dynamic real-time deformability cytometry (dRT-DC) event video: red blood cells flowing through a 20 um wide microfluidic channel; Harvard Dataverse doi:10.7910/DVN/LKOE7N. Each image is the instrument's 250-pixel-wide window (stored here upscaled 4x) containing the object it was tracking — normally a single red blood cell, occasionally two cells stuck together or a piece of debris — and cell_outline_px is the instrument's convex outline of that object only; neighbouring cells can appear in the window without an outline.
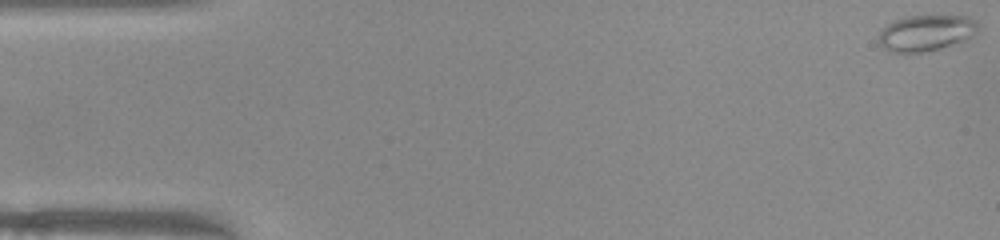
{"species": "common noctule bat (a hibernating species)", "species_latin": "Nyctalus noctula", "temperature_condition": "warm", "stored_images_in_passage": 51, "camera_frame_rate_fps": 3000, "um_per_image_px": 0.085, "animal": {"sex": "female", "body_mass_g": 22.0, "forearm_length_mm": 56.7}, "frame": {"image": 1, "passage_image": 1, "time_ms": 0.0, "image_size_px": [1000, 240], "cell_outline_px": [[980, 28], [972, 36], [964, 40], [940, 48], [924, 52], [888, 52], [880, 44], [880, 32], [888, 24], [896, 20], [908, 16], [968, 16], [976, 20], [980, 24]], "centroid_in_image_um": [78.76, 2.79], "position_along_channel_um": 6.2, "area_um2": 20.69}}
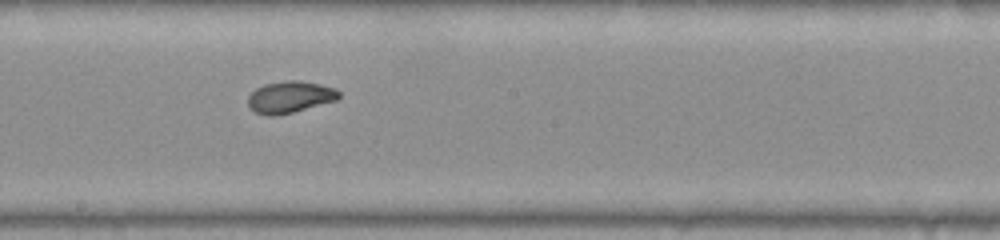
{"frame": {"image": 2, "passage_image": 28, "time_ms": 9.0, "image_size_px": [1000, 240], "cell_outline_px": [[340, 96], [336, 100], [292, 112], [272, 116], [268, 116], [256, 112], [248, 108], [248, 96], [256, 88], [264, 84], [288, 80], [300, 80], [320, 84], [336, 88], [340, 92]], "centroid_in_image_um": [24.63, 8.23], "position_along_channel_um": 223.6, "area_um2": 16.76}}
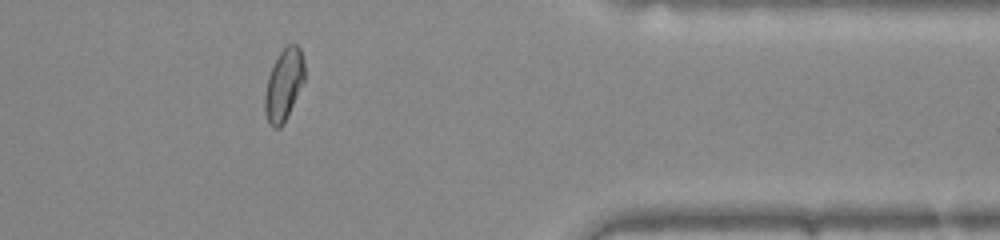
{"frame": {"image": 3, "passage_image": 42, "time_ms": 13.667, "image_size_px": [1000, 240], "cell_outline_px": [[304, 80], [284, 124], [280, 128], [272, 128], [268, 124], [264, 112], [264, 96], [268, 76], [272, 64], [280, 52], [288, 44], [296, 44], [300, 48], [304, 60]], "centroid_in_image_um": [24.1, 7.23], "position_along_channel_um": 387.3, "area_um2": 16.76}, "authors_computed_cell_mechanics": {"area_um2": 17.1666, "velocity_mm_per_s": 3.9794, "shape_relaxation_time_tau1_ms": 6.1914, "shape_relaxation_time_tau2_ms": 1.0813, "deformation_change_tau1": 0.191, "deformation_change_tau2": 0.0424}}